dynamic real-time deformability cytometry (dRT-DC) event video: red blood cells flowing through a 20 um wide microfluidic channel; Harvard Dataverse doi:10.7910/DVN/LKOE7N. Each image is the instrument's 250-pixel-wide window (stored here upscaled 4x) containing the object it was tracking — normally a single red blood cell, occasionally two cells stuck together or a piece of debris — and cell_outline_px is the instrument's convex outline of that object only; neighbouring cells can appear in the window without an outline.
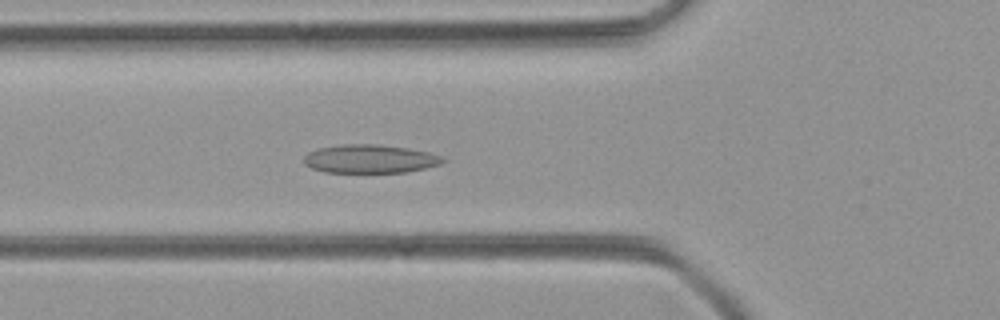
{"species": "common noctule bat (a hibernating species)", "species_latin": "Nyctalus noctula", "temperature_condition": "room temperature", "stored_images_in_passage": 41, "camera_frame_rate_fps": 3000, "um_per_image_px": 0.085, "animal": {"sex": "female", "body_mass_g": 21.9}, "frame": {"image": 1, "passage_image": 13, "time_ms": 4.0, "image_size_px": [1000, 320], "cell_outline_px": [[448, 160], [440, 164], [408, 172], [324, 172], [312, 168], [304, 164], [304, 156], [308, 152], [316, 148], [340, 144], [376, 144], [408, 148], [428, 152], [440, 156]], "centroid_in_image_um": [31.42, 13.5], "position_along_channel_um": 94.4, "area_um2": 23.12}}
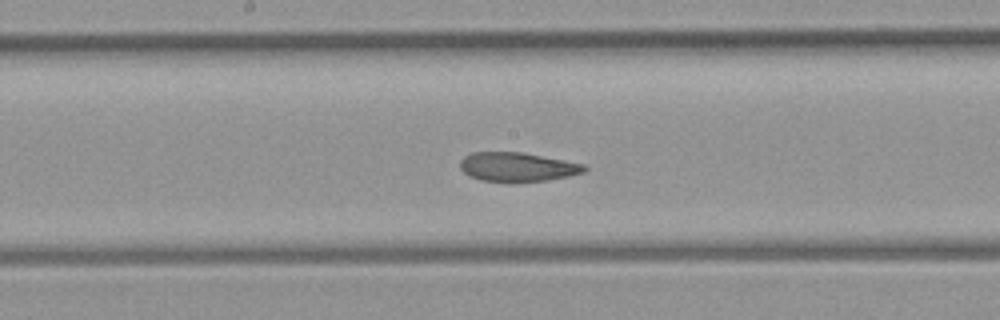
{"frame": {"image": 2, "passage_image": 21, "time_ms": 6.667, "image_size_px": [1000, 320], "cell_outline_px": [[588, 168], [584, 172], [568, 176], [548, 180], [480, 180], [468, 176], [460, 168], [460, 160], [464, 156], [472, 152], [524, 152], [584, 164]], "centroid_in_image_um": [43.96, 14.16], "position_along_channel_um": 204.2, "area_um2": 20.69}}
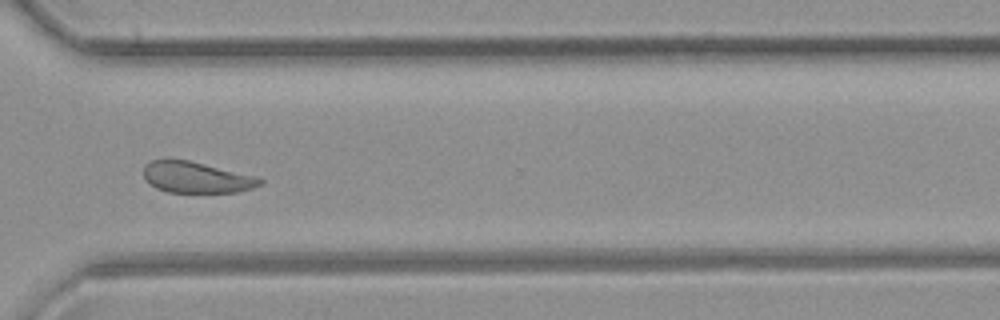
{"frame": {"image": 3, "passage_image": 32, "time_ms": 10.333, "image_size_px": [1000, 320], "cell_outline_px": [[264, 184], [252, 188], [236, 192], [168, 192], [156, 188], [144, 176], [144, 164], [152, 160], [168, 156], [188, 160], [256, 176], [264, 180]], "centroid_in_image_um": [16.67, 15.04], "position_along_channel_um": 353.9, "area_um2": 21.39}}